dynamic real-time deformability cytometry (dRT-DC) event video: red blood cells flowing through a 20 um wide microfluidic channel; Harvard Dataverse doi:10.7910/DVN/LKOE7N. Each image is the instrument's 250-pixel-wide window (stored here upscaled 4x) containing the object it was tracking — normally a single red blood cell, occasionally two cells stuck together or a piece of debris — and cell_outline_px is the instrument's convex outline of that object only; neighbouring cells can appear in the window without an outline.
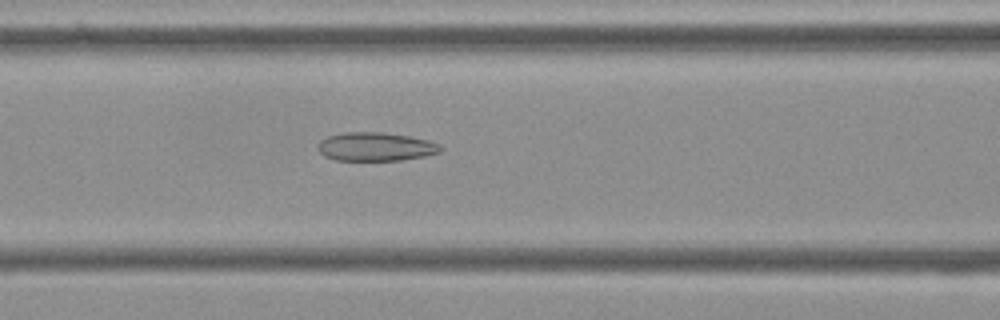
{"species": "Egyptian fruit bat (a non-hibernating species)", "species_latin": "Rousettus aegyptiacus", "temperature_condition": "cold", "stored_images_in_passage": 56, "camera_frame_rate_fps": 3000, "um_per_image_px": 0.085, "frame": {"image": 1, "passage_image": 23, "time_ms": 7.333, "image_size_px": [1000, 320], "cell_outline_px": [[444, 148], [440, 152], [424, 156], [400, 160], [336, 160], [324, 156], [316, 148], [320, 140], [328, 136], [344, 132], [380, 132], [408, 136], [428, 140], [440, 144]], "centroid_in_image_um": [31.92, 12.47], "position_along_channel_um": 134.7, "area_um2": 20.46}}
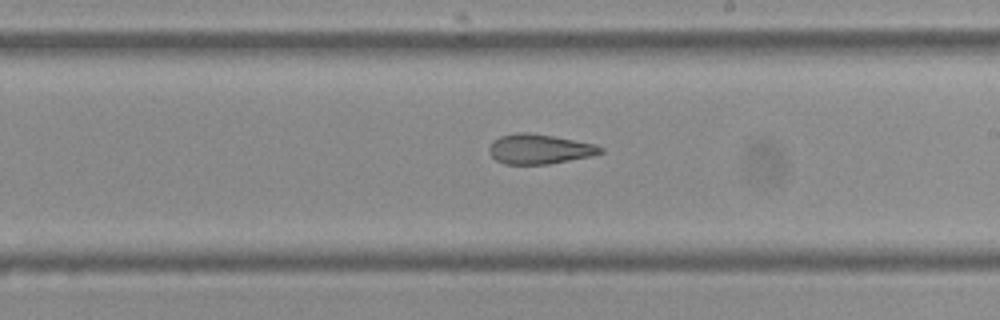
{"frame": {"image": 2, "passage_image": 32, "time_ms": 10.333, "image_size_px": [1000, 320], "cell_outline_px": [[604, 152], [592, 156], [548, 164], [504, 164], [496, 160], [488, 152], [488, 148], [492, 140], [500, 136], [516, 132], [528, 132], [552, 136], [596, 144], [604, 148]], "centroid_in_image_um": [45.83, 12.67], "position_along_channel_um": 243.2, "area_um2": 19.48}}
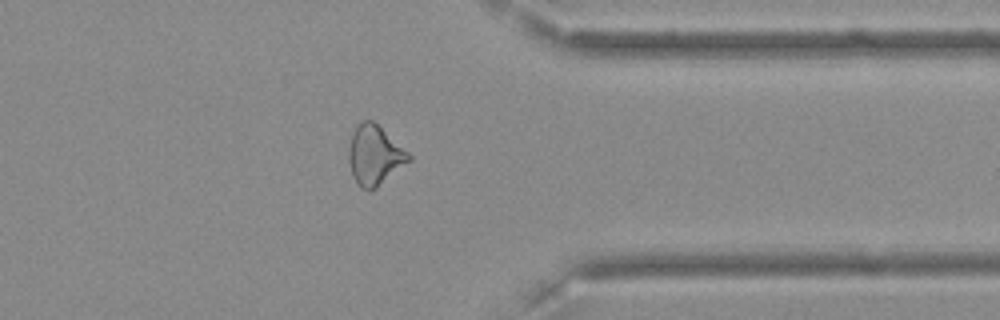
{"frame": {"image": 3, "passage_image": 44, "time_ms": 14.333, "image_size_px": [1000, 320], "cell_outline_px": [[412, 160], [376, 188], [368, 192], [360, 188], [356, 184], [352, 176], [348, 160], [348, 152], [352, 132], [356, 124], [360, 120], [372, 120], [408, 152], [412, 156]], "centroid_in_image_um": [31.82, 13.22], "position_along_channel_um": 379.6, "area_um2": 21.1}, "authors_computed_cell_mechanics": {"area_um2": 22.0796, "velocity_mm_per_s": 3.6137, "shape_relaxation_time_tau1_ms": null, "shape_relaxation_time_tau2_ms": 3.5455, "deformation_change_tau1": null, "deformation_change_tau2": 0.1272}}